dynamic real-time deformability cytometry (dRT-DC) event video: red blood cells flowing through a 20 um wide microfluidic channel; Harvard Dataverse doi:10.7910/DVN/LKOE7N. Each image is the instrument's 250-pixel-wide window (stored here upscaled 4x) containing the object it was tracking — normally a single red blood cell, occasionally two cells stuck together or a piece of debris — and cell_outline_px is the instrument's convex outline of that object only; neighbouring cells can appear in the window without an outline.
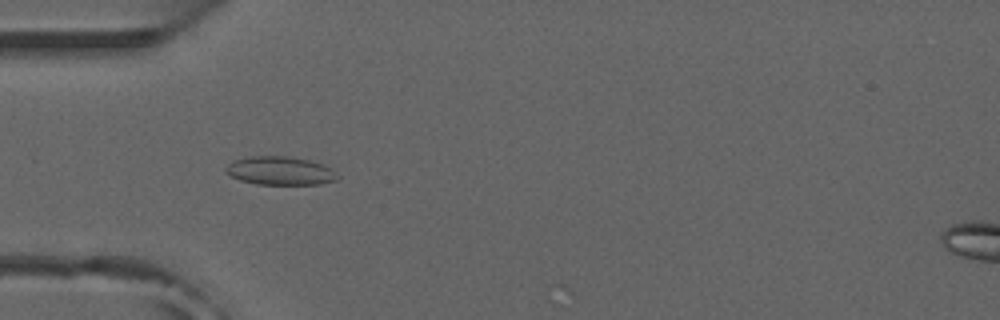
{"species": "common noctule bat (a hibernating species)", "species_latin": "Nyctalus noctula", "temperature_condition": "room temperature", "stored_images_in_passage": 34, "camera_frame_rate_fps": 3000, "um_per_image_px": 0.085, "animal": {"sex": "male", "forearm_length_mm": 52.5}, "frame": {"image": 1, "passage_image": 16, "time_ms": 5.0, "image_size_px": [1000, 320], "cell_outline_px": [[340, 176], [336, 180], [320, 184], [256, 184], [240, 180], [224, 172], [224, 168], [232, 160], [248, 156], [288, 156], [308, 160], [324, 164], [332, 168]], "centroid_in_image_um": [23.81, 14.51], "position_along_channel_um": 61.2, "area_um2": 18.73}}
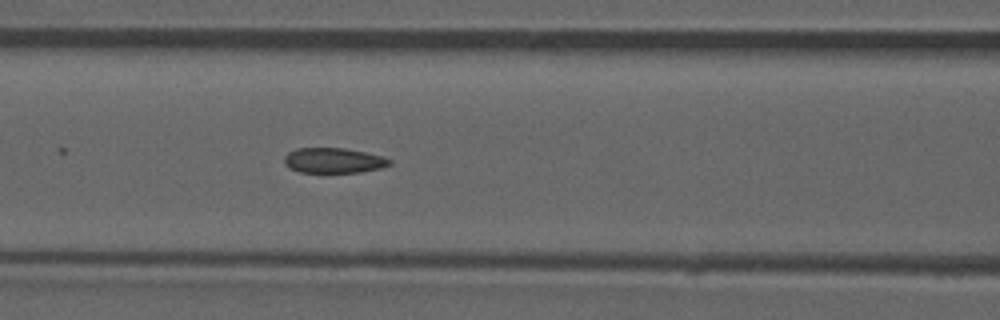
{"frame": {"image": 2, "passage_image": 22, "time_ms": 7.0, "image_size_px": [1000, 320], "cell_outline_px": [[392, 164], [380, 168], [360, 172], [300, 172], [284, 164], [284, 156], [288, 152], [296, 148], [344, 148], [384, 156], [392, 160]], "centroid_in_image_um": [28.37, 13.63], "position_along_channel_um": 138.2, "area_um2": 15.43}}
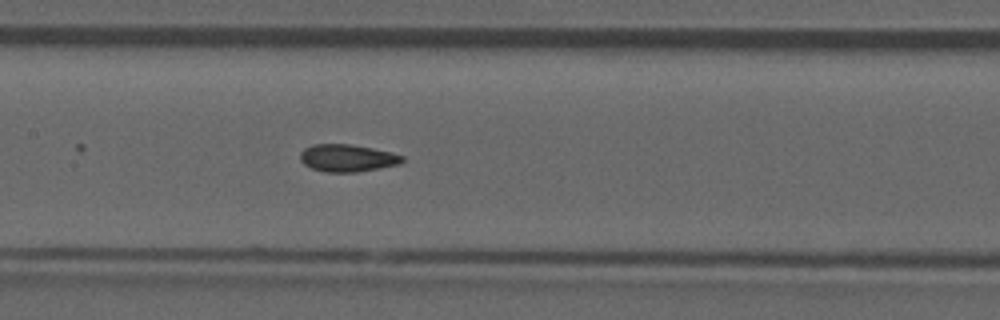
{"frame": {"image": 3, "passage_image": 25, "time_ms": 8.0, "image_size_px": [1000, 320], "cell_outline_px": [[404, 160], [400, 164], [380, 168], [356, 172], [324, 172], [312, 168], [304, 164], [300, 160], [300, 152], [304, 148], [312, 144], [352, 144], [392, 152], [404, 156]], "centroid_in_image_um": [29.52, 13.43], "position_along_channel_um": 177.9, "area_um2": 16.42}}